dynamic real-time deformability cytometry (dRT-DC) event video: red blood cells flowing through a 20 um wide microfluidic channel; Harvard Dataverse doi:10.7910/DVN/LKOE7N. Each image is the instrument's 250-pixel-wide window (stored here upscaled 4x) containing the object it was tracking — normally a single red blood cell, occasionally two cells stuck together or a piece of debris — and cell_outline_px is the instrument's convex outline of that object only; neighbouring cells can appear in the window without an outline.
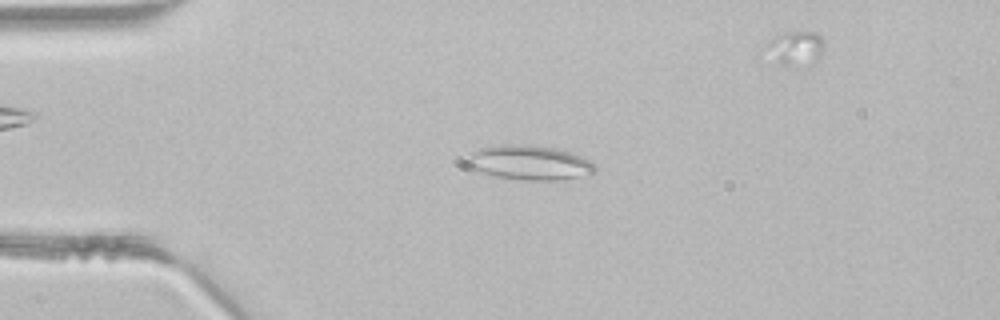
{"species": "common noctule bat (a hibernating species)", "species_latin": "Nyctalus noctula", "temperature_condition": "room temperature", "stored_images_in_passage": 34, "camera_frame_rate_fps": 3000, "um_per_image_px": 0.085, "animal": {"sex": "male", "body_mass_g": 21.5, "forearm_length_mm": 52.0}, "frame": {"image": 1, "passage_image": 5, "time_ms": 1.333, "image_size_px": [1000, 320], "cell_outline_px": [[596, 168], [592, 172], [576, 176], [556, 180], [524, 180], [496, 176], [468, 168], [464, 160], [472, 152], [480, 148], [504, 144], [524, 144], [552, 148], [568, 152], [580, 156], [588, 160]], "centroid_in_image_um": [44.88, 13.81], "position_along_channel_um": 40.1, "area_um2": 25.26}}
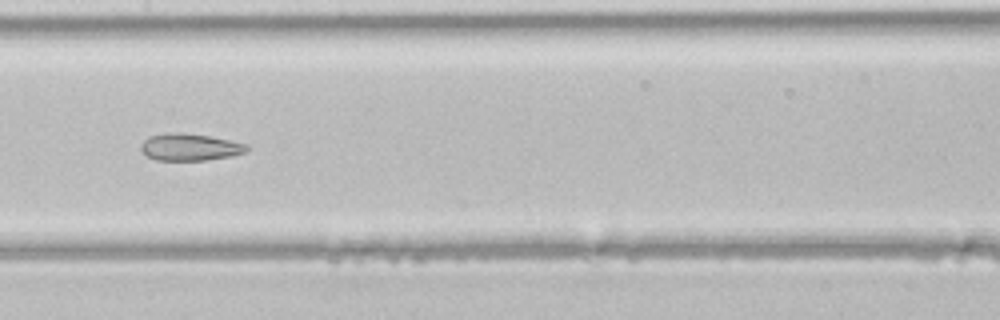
{"frame": {"image": 2, "passage_image": 17, "time_ms": 5.333, "image_size_px": [1000, 320], "cell_outline_px": [[248, 152], [232, 156], [204, 160], [156, 160], [148, 156], [140, 148], [140, 144], [148, 136], [164, 132], [180, 132], [208, 136], [248, 144]], "centroid_in_image_um": [16.13, 12.49], "position_along_channel_um": 191.3, "area_um2": 16.76}}
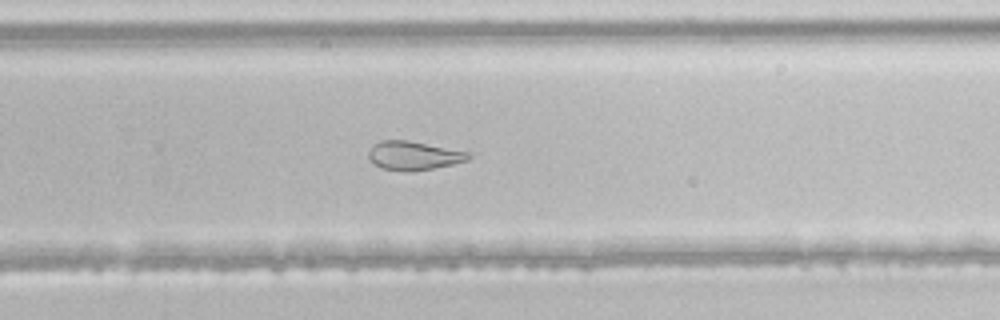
{"frame": {"image": 3, "passage_image": 24, "time_ms": 7.667, "image_size_px": [1000, 320], "cell_outline_px": [[472, 156], [468, 160], [452, 164], [432, 168], [408, 172], [404, 172], [384, 168], [376, 164], [368, 156], [368, 152], [380, 140], [404, 140], [468, 152]], "centroid_in_image_um": [35.17, 13.23], "position_along_channel_um": 294.6, "area_um2": 16.24}}